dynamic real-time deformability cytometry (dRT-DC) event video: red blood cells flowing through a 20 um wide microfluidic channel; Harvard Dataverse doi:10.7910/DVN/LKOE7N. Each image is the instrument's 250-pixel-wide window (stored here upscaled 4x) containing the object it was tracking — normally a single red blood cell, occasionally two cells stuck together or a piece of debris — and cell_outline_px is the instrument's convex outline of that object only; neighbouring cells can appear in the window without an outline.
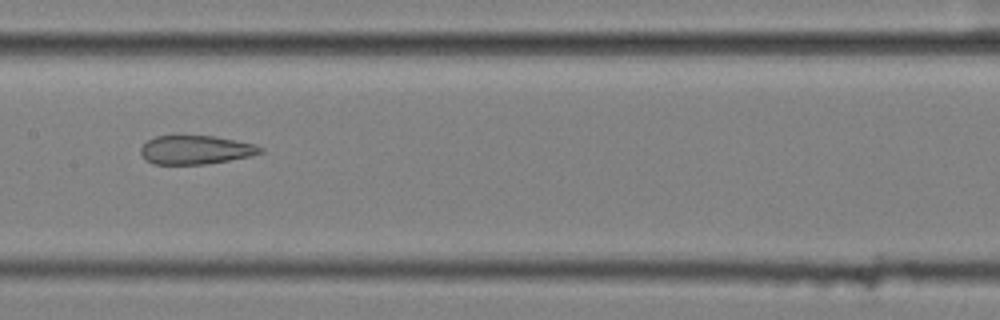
{"species": "common noctule bat (a hibernating species)", "species_latin": "Nyctalus noctula", "temperature_condition": "cold", "stored_images_in_passage": 9, "camera_frame_rate_fps": 3000, "um_per_image_px": 0.085, "animal": {"sex": "female", "body_mass_g": 25.1}, "frame": {"image": 1, "passage_image": 8, "time_ms": 2.333, "image_size_px": [1000, 320], "cell_outline_px": [[264, 152], [252, 156], [204, 164], [152, 164], [144, 160], [140, 152], [140, 148], [148, 140], [156, 136], [212, 136], [256, 144], [264, 148]], "centroid_in_image_um": [16.63, 12.74], "position_along_channel_um": 190.8, "area_um2": 20.06}}
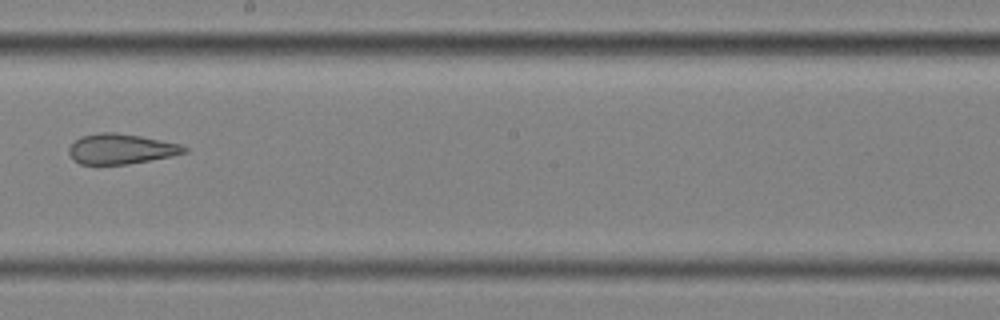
{"frame": {"image": 2, "passage_image": 9, "time_ms": 2.667, "image_size_px": [1000, 320], "cell_outline_px": [[188, 152], [172, 156], [128, 164], [80, 164], [72, 160], [68, 152], [68, 148], [80, 136], [100, 132], [116, 132], [140, 136], [180, 144], [188, 148]], "centroid_in_image_um": [10.27, 12.66], "position_along_channel_um": 237.9, "area_um2": 20.35}}